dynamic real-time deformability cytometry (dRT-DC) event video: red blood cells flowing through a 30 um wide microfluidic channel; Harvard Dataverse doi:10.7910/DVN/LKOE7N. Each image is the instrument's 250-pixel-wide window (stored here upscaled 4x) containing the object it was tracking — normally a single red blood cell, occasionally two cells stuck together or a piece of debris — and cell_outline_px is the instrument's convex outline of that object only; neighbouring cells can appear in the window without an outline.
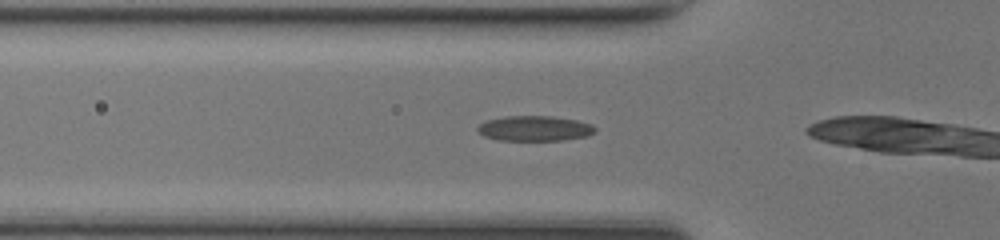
{"species": "common noctule bat (a hibernating species)", "species_latin": "Nyctalus noctula", "temperature_condition": "room temperature", "stored_images_in_passage": 12, "camera_frame_rate_fps": 3000, "um_per_image_px": 0.085, "animal": {"sex": "female", "body_mass_g": 17.0, "forearm_length_mm": 48.0}, "frame": {"image": 1, "passage_image": 7, "time_ms": 2.0, "image_size_px": [1000, 240], "cell_outline_px": [[596, 132], [588, 136], [560, 140], [496, 140], [484, 136], [476, 132], [476, 128], [480, 124], [488, 120], [504, 116], [552, 116], [576, 120], [592, 124], [596, 128]], "centroid_in_image_um": [45.43, 10.91], "position_along_channel_um": 80.4, "area_um2": 17.34}}
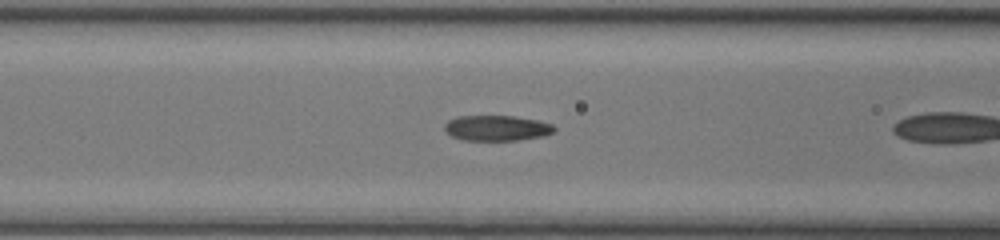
{"frame": {"image": 2, "passage_image": 10, "time_ms": 3.0, "image_size_px": [1000, 240], "cell_outline_px": [[556, 132], [544, 136], [516, 140], [460, 140], [444, 132], [444, 124], [448, 120], [456, 116], [512, 116], [536, 120], [552, 124], [556, 128]], "centroid_in_image_um": [42.2, 10.89], "position_along_channel_um": 124.4, "area_um2": 16.42}}